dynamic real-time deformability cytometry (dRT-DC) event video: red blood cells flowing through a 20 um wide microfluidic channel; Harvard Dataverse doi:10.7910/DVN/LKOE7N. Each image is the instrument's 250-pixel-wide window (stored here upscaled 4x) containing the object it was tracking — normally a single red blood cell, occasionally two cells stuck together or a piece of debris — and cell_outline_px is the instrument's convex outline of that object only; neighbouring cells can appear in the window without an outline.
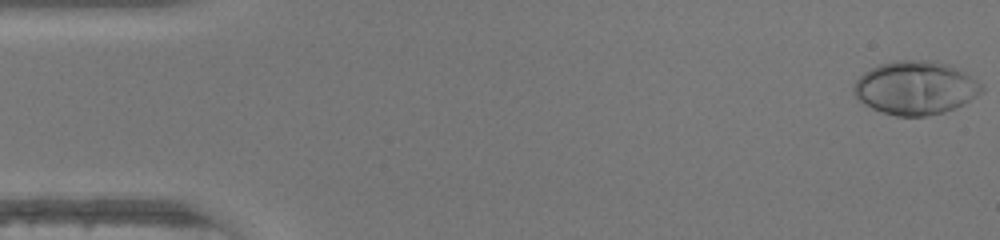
{"species": "human", "species_latin": "Homo sapiens", "temperature_condition": "warm", "stored_images_in_passage": 8, "camera_frame_rate_fps": 3000, "um_per_image_px": 0.085, "donor": {"sex": "female"}, "frame": {"image": 1, "passage_image": 1, "time_ms": 0.0, "image_size_px": [1000, 240], "cell_outline_px": [[984, 92], [964, 104], [944, 112], [928, 116], [896, 116], [872, 108], [864, 104], [852, 92], [852, 84], [864, 72], [880, 64], [896, 60], [936, 60], [948, 64], [964, 72], [976, 80], [984, 88]], "centroid_in_image_um": [77.82, 7.46], "position_along_channel_um": 7.2, "area_um2": 40.0}}